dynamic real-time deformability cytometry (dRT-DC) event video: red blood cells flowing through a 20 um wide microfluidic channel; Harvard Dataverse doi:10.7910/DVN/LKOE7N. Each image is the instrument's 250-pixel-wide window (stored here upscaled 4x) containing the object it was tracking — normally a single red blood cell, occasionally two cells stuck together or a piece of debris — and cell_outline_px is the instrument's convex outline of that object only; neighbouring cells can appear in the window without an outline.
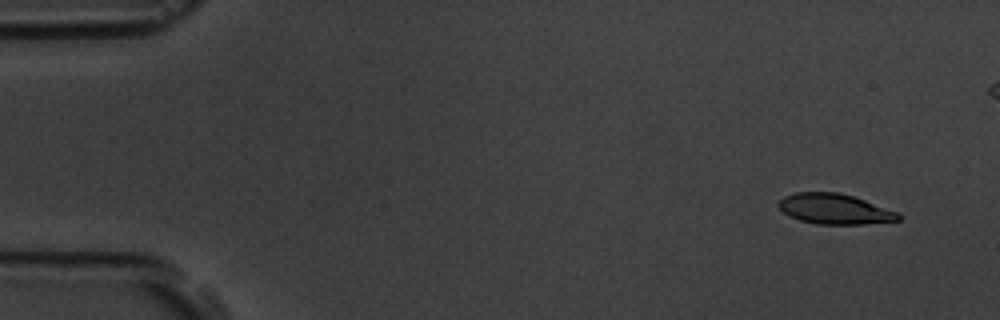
{"species": "common noctule bat (a hibernating species)", "species_latin": "Nyctalus noctula", "temperature_condition": "room temperature", "stored_images_in_passage": 8, "segment_of_instrument_passage": [1, 2], "camera_frame_rate_fps": 3000, "um_per_image_px": 0.085, "animal": {"sex": "male", "body_mass_g": 19.5, "forearm_length_mm": 54.6}, "frame": {"image": 1, "passage_image": 1, "time_ms": 0.0, "image_size_px": [1000, 320], "cell_outline_px": [[900, 220], [864, 224], [816, 224], [800, 220], [784, 212], [776, 204], [784, 196], [796, 192], [840, 192], [900, 212]], "centroid_in_image_um": [70.96, 17.76], "position_along_channel_um": 14.0, "area_um2": 21.1}}
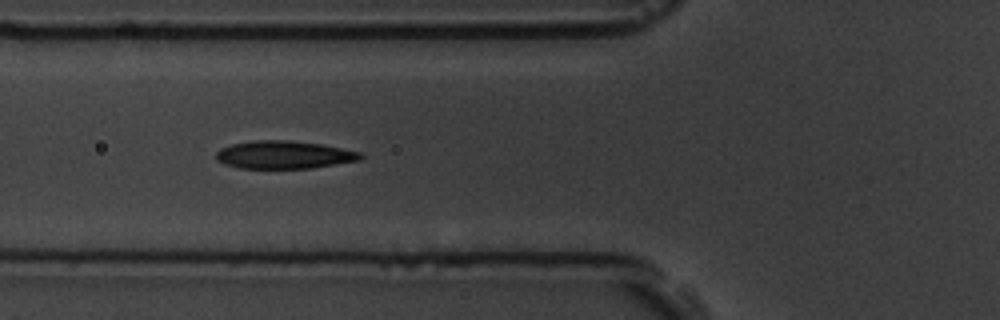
{"frame": {"image": 2, "passage_image": 6, "time_ms": 5.667, "image_size_px": [1000, 320], "cell_outline_px": [[364, 156], [360, 160], [312, 168], [240, 168], [224, 164], [216, 160], [216, 152], [220, 148], [232, 144], [252, 140], [288, 140], [320, 144], [360, 152]], "centroid_in_image_um": [24.11, 13.16], "position_along_channel_um": 101.7, "area_um2": 23.41}}
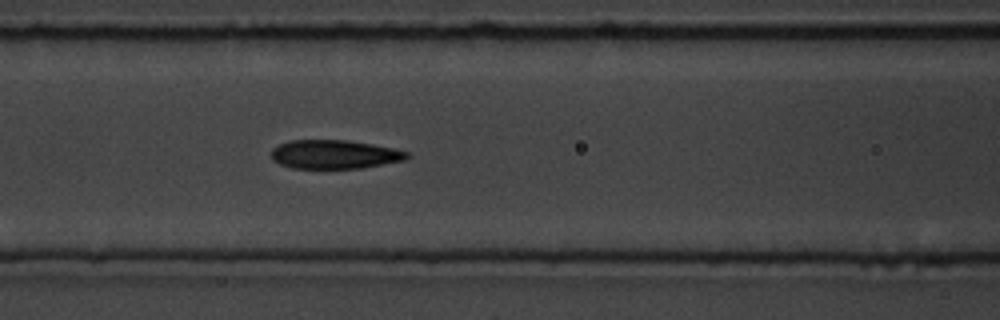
{"frame": {"image": 3, "passage_image": 7, "time_ms": 6.667, "image_size_px": [1000, 320], "cell_outline_px": [[412, 156], [408, 160], [360, 168], [292, 168], [280, 164], [272, 160], [272, 148], [280, 144], [292, 140], [344, 140], [372, 144], [392, 148], [408, 152]], "centroid_in_image_um": [28.47, 13.13], "position_along_channel_um": 138.1, "area_um2": 22.77}}